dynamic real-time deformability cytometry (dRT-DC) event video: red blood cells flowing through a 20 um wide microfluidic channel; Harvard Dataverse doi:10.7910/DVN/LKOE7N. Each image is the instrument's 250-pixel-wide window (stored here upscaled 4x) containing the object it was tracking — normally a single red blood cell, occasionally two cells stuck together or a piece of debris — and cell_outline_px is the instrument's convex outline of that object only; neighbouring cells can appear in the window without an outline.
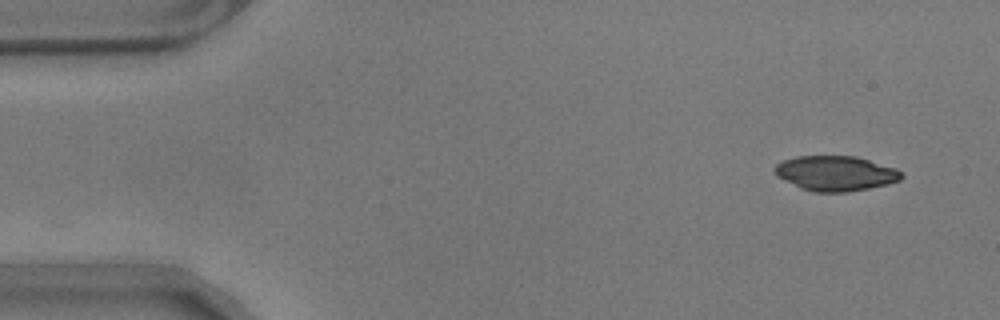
{"species": "common noctule bat (a hibernating species)", "species_latin": "Nyctalus noctula", "temperature_condition": "warm", "stored_images_in_passage": 53, "camera_frame_rate_fps": 3000, "um_per_image_px": 0.085, "animal": {"sex": "male", "body_mass_g": 17.9}, "frame": {"image": 1, "passage_image": 1, "time_ms": 0.0, "image_size_px": [1000, 320], "cell_outline_px": [[904, 176], [900, 180], [888, 184], [868, 188], [844, 192], [816, 192], [800, 188], [776, 176], [772, 168], [776, 164], [784, 160], [796, 156], [856, 156], [896, 168]], "centroid_in_image_um": [71.0, 14.73], "position_along_channel_um": 14.0, "area_um2": 25.84}}
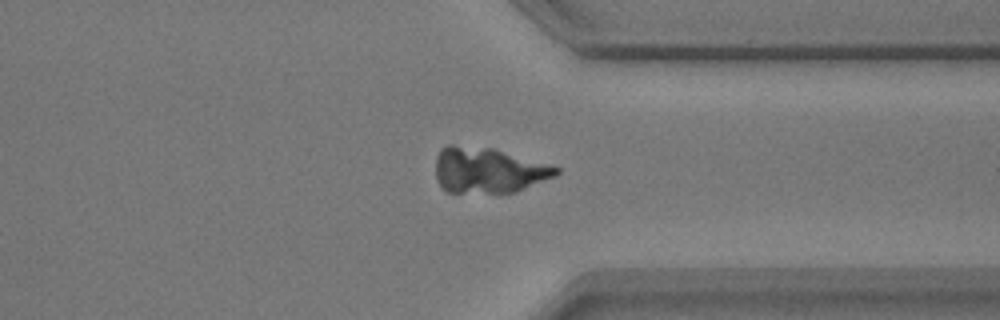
{"frame": {"image": 2, "passage_image": 40, "time_ms": 13.0, "image_size_px": [1000, 320], "cell_outline_px": [[560, 172], [556, 176], [516, 192], [448, 192], [440, 188], [436, 180], [436, 156], [440, 148], [448, 144], [452, 144], [492, 148], [560, 168]], "centroid_in_image_um": [41.45, 14.47], "position_along_channel_um": 369.9, "area_um2": 32.02}}
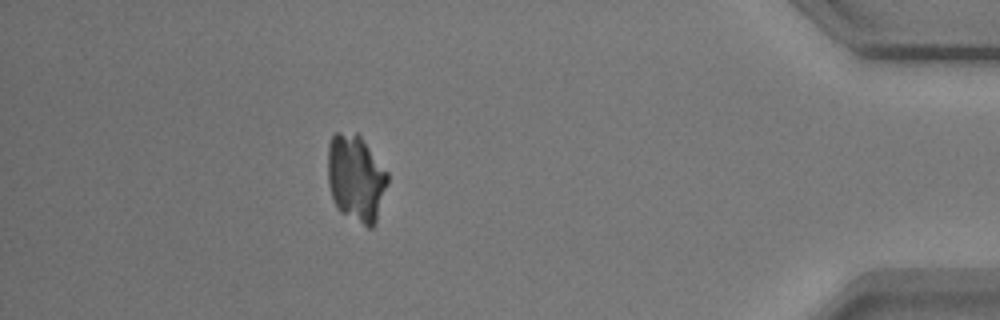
{"frame": {"image": 3, "passage_image": 47, "time_ms": 15.333, "image_size_px": [1000, 320], "cell_outline_px": [[388, 184], [376, 224], [372, 228], [368, 228], [340, 212], [336, 208], [328, 184], [328, 144], [332, 136], [336, 132], [356, 132], [360, 136], [388, 172]], "centroid_in_image_um": [30.26, 15.16], "position_along_channel_um": 404.9, "area_um2": 30.69}}